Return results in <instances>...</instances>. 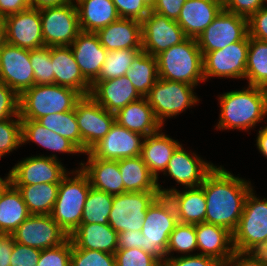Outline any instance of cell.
I'll return each instance as SVG.
<instances>
[{"label": "cell", "mask_w": 267, "mask_h": 266, "mask_svg": "<svg viewBox=\"0 0 267 266\" xmlns=\"http://www.w3.org/2000/svg\"><path fill=\"white\" fill-rule=\"evenodd\" d=\"M200 187L206 198L205 223L218 225L234 232L243 213L251 182L234 176L224 167L216 166Z\"/></svg>", "instance_id": "obj_1"}, {"label": "cell", "mask_w": 267, "mask_h": 266, "mask_svg": "<svg viewBox=\"0 0 267 266\" xmlns=\"http://www.w3.org/2000/svg\"><path fill=\"white\" fill-rule=\"evenodd\" d=\"M246 88L218 96L221 113L216 124L217 130L236 129L246 132L266 118L267 89L250 85Z\"/></svg>", "instance_id": "obj_2"}, {"label": "cell", "mask_w": 267, "mask_h": 266, "mask_svg": "<svg viewBox=\"0 0 267 266\" xmlns=\"http://www.w3.org/2000/svg\"><path fill=\"white\" fill-rule=\"evenodd\" d=\"M158 77L163 80L183 82L198 86L205 82L203 55L197 39L187 38L156 56Z\"/></svg>", "instance_id": "obj_3"}, {"label": "cell", "mask_w": 267, "mask_h": 266, "mask_svg": "<svg viewBox=\"0 0 267 266\" xmlns=\"http://www.w3.org/2000/svg\"><path fill=\"white\" fill-rule=\"evenodd\" d=\"M82 95L57 84L33 85L19 96L21 120H37L43 116L75 109Z\"/></svg>", "instance_id": "obj_4"}, {"label": "cell", "mask_w": 267, "mask_h": 266, "mask_svg": "<svg viewBox=\"0 0 267 266\" xmlns=\"http://www.w3.org/2000/svg\"><path fill=\"white\" fill-rule=\"evenodd\" d=\"M71 174L74 176H69ZM90 188L89 178L80 167L68 172L59 183L58 196L50 216L68 236L81 224Z\"/></svg>", "instance_id": "obj_5"}, {"label": "cell", "mask_w": 267, "mask_h": 266, "mask_svg": "<svg viewBox=\"0 0 267 266\" xmlns=\"http://www.w3.org/2000/svg\"><path fill=\"white\" fill-rule=\"evenodd\" d=\"M176 210L167 195H159L147 208L142 234V250L161 263L166 259L169 236L178 224Z\"/></svg>", "instance_id": "obj_6"}, {"label": "cell", "mask_w": 267, "mask_h": 266, "mask_svg": "<svg viewBox=\"0 0 267 266\" xmlns=\"http://www.w3.org/2000/svg\"><path fill=\"white\" fill-rule=\"evenodd\" d=\"M195 88L187 83L158 78L146 98L162 126L165 119L176 117L199 103L200 99L193 92Z\"/></svg>", "instance_id": "obj_7"}, {"label": "cell", "mask_w": 267, "mask_h": 266, "mask_svg": "<svg viewBox=\"0 0 267 266\" xmlns=\"http://www.w3.org/2000/svg\"><path fill=\"white\" fill-rule=\"evenodd\" d=\"M44 46H70L81 32L74 1L40 10Z\"/></svg>", "instance_id": "obj_8"}, {"label": "cell", "mask_w": 267, "mask_h": 266, "mask_svg": "<svg viewBox=\"0 0 267 266\" xmlns=\"http://www.w3.org/2000/svg\"><path fill=\"white\" fill-rule=\"evenodd\" d=\"M159 195V192H125L114 195L108 224L117 233L141 231L147 208Z\"/></svg>", "instance_id": "obj_9"}, {"label": "cell", "mask_w": 267, "mask_h": 266, "mask_svg": "<svg viewBox=\"0 0 267 266\" xmlns=\"http://www.w3.org/2000/svg\"><path fill=\"white\" fill-rule=\"evenodd\" d=\"M232 234L234 249L239 252L267 240V198L257 197L253 188L246 197L243 213Z\"/></svg>", "instance_id": "obj_10"}, {"label": "cell", "mask_w": 267, "mask_h": 266, "mask_svg": "<svg viewBox=\"0 0 267 266\" xmlns=\"http://www.w3.org/2000/svg\"><path fill=\"white\" fill-rule=\"evenodd\" d=\"M248 48L249 35L221 50L202 52L204 80L210 77L245 79Z\"/></svg>", "instance_id": "obj_11"}, {"label": "cell", "mask_w": 267, "mask_h": 266, "mask_svg": "<svg viewBox=\"0 0 267 266\" xmlns=\"http://www.w3.org/2000/svg\"><path fill=\"white\" fill-rule=\"evenodd\" d=\"M75 117L81 134L83 153H87L106 136L115 123V114L99 105L90 95L82 96L76 103Z\"/></svg>", "instance_id": "obj_12"}, {"label": "cell", "mask_w": 267, "mask_h": 266, "mask_svg": "<svg viewBox=\"0 0 267 266\" xmlns=\"http://www.w3.org/2000/svg\"><path fill=\"white\" fill-rule=\"evenodd\" d=\"M248 35V19L224 9L197 38L201 52L221 50Z\"/></svg>", "instance_id": "obj_13"}, {"label": "cell", "mask_w": 267, "mask_h": 266, "mask_svg": "<svg viewBox=\"0 0 267 266\" xmlns=\"http://www.w3.org/2000/svg\"><path fill=\"white\" fill-rule=\"evenodd\" d=\"M57 156L36 155L18 161L10 170L11 184L13 186H26L31 184L60 183L68 174Z\"/></svg>", "instance_id": "obj_14"}, {"label": "cell", "mask_w": 267, "mask_h": 266, "mask_svg": "<svg viewBox=\"0 0 267 266\" xmlns=\"http://www.w3.org/2000/svg\"><path fill=\"white\" fill-rule=\"evenodd\" d=\"M141 23L142 50L155 57L188 38L176 20L153 11H150Z\"/></svg>", "instance_id": "obj_15"}, {"label": "cell", "mask_w": 267, "mask_h": 266, "mask_svg": "<svg viewBox=\"0 0 267 266\" xmlns=\"http://www.w3.org/2000/svg\"><path fill=\"white\" fill-rule=\"evenodd\" d=\"M0 82L19 96L34 85L30 50L5 43L0 50Z\"/></svg>", "instance_id": "obj_16"}, {"label": "cell", "mask_w": 267, "mask_h": 266, "mask_svg": "<svg viewBox=\"0 0 267 266\" xmlns=\"http://www.w3.org/2000/svg\"><path fill=\"white\" fill-rule=\"evenodd\" d=\"M12 235L15 242L40 250L61 245L69 238L50 215H30Z\"/></svg>", "instance_id": "obj_17"}, {"label": "cell", "mask_w": 267, "mask_h": 266, "mask_svg": "<svg viewBox=\"0 0 267 266\" xmlns=\"http://www.w3.org/2000/svg\"><path fill=\"white\" fill-rule=\"evenodd\" d=\"M144 136L130 131L116 122L109 133L92 146L87 153L102 160H120L141 154Z\"/></svg>", "instance_id": "obj_18"}, {"label": "cell", "mask_w": 267, "mask_h": 266, "mask_svg": "<svg viewBox=\"0 0 267 266\" xmlns=\"http://www.w3.org/2000/svg\"><path fill=\"white\" fill-rule=\"evenodd\" d=\"M6 42L29 50L44 47L40 10L29 8L4 18Z\"/></svg>", "instance_id": "obj_19"}, {"label": "cell", "mask_w": 267, "mask_h": 266, "mask_svg": "<svg viewBox=\"0 0 267 266\" xmlns=\"http://www.w3.org/2000/svg\"><path fill=\"white\" fill-rule=\"evenodd\" d=\"M216 167L211 162L203 160L196 153H189L180 144L173 152L163 175L170 176L185 188L199 187L205 177Z\"/></svg>", "instance_id": "obj_20"}, {"label": "cell", "mask_w": 267, "mask_h": 266, "mask_svg": "<svg viewBox=\"0 0 267 266\" xmlns=\"http://www.w3.org/2000/svg\"><path fill=\"white\" fill-rule=\"evenodd\" d=\"M89 95L99 105L114 114L127 104L142 98L126 76L93 81Z\"/></svg>", "instance_id": "obj_21"}, {"label": "cell", "mask_w": 267, "mask_h": 266, "mask_svg": "<svg viewBox=\"0 0 267 266\" xmlns=\"http://www.w3.org/2000/svg\"><path fill=\"white\" fill-rule=\"evenodd\" d=\"M157 187L160 195H167L172 201L179 223L195 225L205 222L206 198L200 186L180 191L173 187L166 189L157 181Z\"/></svg>", "instance_id": "obj_22"}, {"label": "cell", "mask_w": 267, "mask_h": 266, "mask_svg": "<svg viewBox=\"0 0 267 266\" xmlns=\"http://www.w3.org/2000/svg\"><path fill=\"white\" fill-rule=\"evenodd\" d=\"M70 48L83 76L92 83L99 76L108 51L100 44L96 33L83 31Z\"/></svg>", "instance_id": "obj_23"}, {"label": "cell", "mask_w": 267, "mask_h": 266, "mask_svg": "<svg viewBox=\"0 0 267 266\" xmlns=\"http://www.w3.org/2000/svg\"><path fill=\"white\" fill-rule=\"evenodd\" d=\"M54 84L76 90L82 96L91 92V83L83 76L70 46L51 47Z\"/></svg>", "instance_id": "obj_24"}, {"label": "cell", "mask_w": 267, "mask_h": 266, "mask_svg": "<svg viewBox=\"0 0 267 266\" xmlns=\"http://www.w3.org/2000/svg\"><path fill=\"white\" fill-rule=\"evenodd\" d=\"M222 9L221 0H186L177 23L188 38L197 39Z\"/></svg>", "instance_id": "obj_25"}, {"label": "cell", "mask_w": 267, "mask_h": 266, "mask_svg": "<svg viewBox=\"0 0 267 266\" xmlns=\"http://www.w3.org/2000/svg\"><path fill=\"white\" fill-rule=\"evenodd\" d=\"M100 44L108 51L142 49V23L136 19L119 18L96 32Z\"/></svg>", "instance_id": "obj_26"}, {"label": "cell", "mask_w": 267, "mask_h": 266, "mask_svg": "<svg viewBox=\"0 0 267 266\" xmlns=\"http://www.w3.org/2000/svg\"><path fill=\"white\" fill-rule=\"evenodd\" d=\"M195 231L197 251H201L198 254L215 258L225 266L235 251L232 232L205 222L195 224Z\"/></svg>", "instance_id": "obj_27"}, {"label": "cell", "mask_w": 267, "mask_h": 266, "mask_svg": "<svg viewBox=\"0 0 267 266\" xmlns=\"http://www.w3.org/2000/svg\"><path fill=\"white\" fill-rule=\"evenodd\" d=\"M87 162L81 161V170L88 176L91 187L108 194L124 193L122 175L118 167V160H102L86 154Z\"/></svg>", "instance_id": "obj_28"}, {"label": "cell", "mask_w": 267, "mask_h": 266, "mask_svg": "<svg viewBox=\"0 0 267 266\" xmlns=\"http://www.w3.org/2000/svg\"><path fill=\"white\" fill-rule=\"evenodd\" d=\"M115 122L144 137L158 132L163 126L155 117L146 97L127 104L115 113Z\"/></svg>", "instance_id": "obj_29"}, {"label": "cell", "mask_w": 267, "mask_h": 266, "mask_svg": "<svg viewBox=\"0 0 267 266\" xmlns=\"http://www.w3.org/2000/svg\"><path fill=\"white\" fill-rule=\"evenodd\" d=\"M78 249L98 250L114 254L118 249V233L109 224H80L69 236Z\"/></svg>", "instance_id": "obj_30"}, {"label": "cell", "mask_w": 267, "mask_h": 266, "mask_svg": "<svg viewBox=\"0 0 267 266\" xmlns=\"http://www.w3.org/2000/svg\"><path fill=\"white\" fill-rule=\"evenodd\" d=\"M179 145V141L165 135L162 129L144 137L140 156L157 181L159 172L164 173L173 152Z\"/></svg>", "instance_id": "obj_31"}, {"label": "cell", "mask_w": 267, "mask_h": 266, "mask_svg": "<svg viewBox=\"0 0 267 266\" xmlns=\"http://www.w3.org/2000/svg\"><path fill=\"white\" fill-rule=\"evenodd\" d=\"M80 29L96 33L120 18L112 0H74Z\"/></svg>", "instance_id": "obj_32"}, {"label": "cell", "mask_w": 267, "mask_h": 266, "mask_svg": "<svg viewBox=\"0 0 267 266\" xmlns=\"http://www.w3.org/2000/svg\"><path fill=\"white\" fill-rule=\"evenodd\" d=\"M22 144L35 142L47 150L60 153L77 154L83 152L69 139L52 132L36 120H21Z\"/></svg>", "instance_id": "obj_33"}, {"label": "cell", "mask_w": 267, "mask_h": 266, "mask_svg": "<svg viewBox=\"0 0 267 266\" xmlns=\"http://www.w3.org/2000/svg\"><path fill=\"white\" fill-rule=\"evenodd\" d=\"M125 192H159L156 178L141 156L118 160Z\"/></svg>", "instance_id": "obj_34"}, {"label": "cell", "mask_w": 267, "mask_h": 266, "mask_svg": "<svg viewBox=\"0 0 267 266\" xmlns=\"http://www.w3.org/2000/svg\"><path fill=\"white\" fill-rule=\"evenodd\" d=\"M29 216L20 192L10 184L0 195V233L13 234Z\"/></svg>", "instance_id": "obj_35"}, {"label": "cell", "mask_w": 267, "mask_h": 266, "mask_svg": "<svg viewBox=\"0 0 267 266\" xmlns=\"http://www.w3.org/2000/svg\"><path fill=\"white\" fill-rule=\"evenodd\" d=\"M20 192L30 215H50L58 196L59 183L14 186Z\"/></svg>", "instance_id": "obj_36"}, {"label": "cell", "mask_w": 267, "mask_h": 266, "mask_svg": "<svg viewBox=\"0 0 267 266\" xmlns=\"http://www.w3.org/2000/svg\"><path fill=\"white\" fill-rule=\"evenodd\" d=\"M125 76L137 92L146 97L159 78L157 58L141 50L133 59Z\"/></svg>", "instance_id": "obj_37"}, {"label": "cell", "mask_w": 267, "mask_h": 266, "mask_svg": "<svg viewBox=\"0 0 267 266\" xmlns=\"http://www.w3.org/2000/svg\"><path fill=\"white\" fill-rule=\"evenodd\" d=\"M245 79L250 86L267 89V42L249 37Z\"/></svg>", "instance_id": "obj_38"}, {"label": "cell", "mask_w": 267, "mask_h": 266, "mask_svg": "<svg viewBox=\"0 0 267 266\" xmlns=\"http://www.w3.org/2000/svg\"><path fill=\"white\" fill-rule=\"evenodd\" d=\"M114 195L90 188L87 195L81 224H108Z\"/></svg>", "instance_id": "obj_39"}, {"label": "cell", "mask_w": 267, "mask_h": 266, "mask_svg": "<svg viewBox=\"0 0 267 266\" xmlns=\"http://www.w3.org/2000/svg\"><path fill=\"white\" fill-rule=\"evenodd\" d=\"M36 121L48 130L69 139L82 151V139L75 117V109L46 115Z\"/></svg>", "instance_id": "obj_40"}, {"label": "cell", "mask_w": 267, "mask_h": 266, "mask_svg": "<svg viewBox=\"0 0 267 266\" xmlns=\"http://www.w3.org/2000/svg\"><path fill=\"white\" fill-rule=\"evenodd\" d=\"M141 50L121 49L107 52L106 60L102 65L99 76L94 81H105L125 76L131 67L133 59Z\"/></svg>", "instance_id": "obj_41"}, {"label": "cell", "mask_w": 267, "mask_h": 266, "mask_svg": "<svg viewBox=\"0 0 267 266\" xmlns=\"http://www.w3.org/2000/svg\"><path fill=\"white\" fill-rule=\"evenodd\" d=\"M197 236L194 224L178 223L169 236L166 258L173 257L172 252L191 255L197 250ZM172 254V255H171Z\"/></svg>", "instance_id": "obj_42"}, {"label": "cell", "mask_w": 267, "mask_h": 266, "mask_svg": "<svg viewBox=\"0 0 267 266\" xmlns=\"http://www.w3.org/2000/svg\"><path fill=\"white\" fill-rule=\"evenodd\" d=\"M30 62L34 73V85L54 84L51 47L30 50Z\"/></svg>", "instance_id": "obj_43"}, {"label": "cell", "mask_w": 267, "mask_h": 266, "mask_svg": "<svg viewBox=\"0 0 267 266\" xmlns=\"http://www.w3.org/2000/svg\"><path fill=\"white\" fill-rule=\"evenodd\" d=\"M22 146L21 119L13 117L0 121V158Z\"/></svg>", "instance_id": "obj_44"}, {"label": "cell", "mask_w": 267, "mask_h": 266, "mask_svg": "<svg viewBox=\"0 0 267 266\" xmlns=\"http://www.w3.org/2000/svg\"><path fill=\"white\" fill-rule=\"evenodd\" d=\"M71 266H116L115 256L111 253L72 246Z\"/></svg>", "instance_id": "obj_45"}, {"label": "cell", "mask_w": 267, "mask_h": 266, "mask_svg": "<svg viewBox=\"0 0 267 266\" xmlns=\"http://www.w3.org/2000/svg\"><path fill=\"white\" fill-rule=\"evenodd\" d=\"M114 256L116 266H162L156 257L136 247L117 249Z\"/></svg>", "instance_id": "obj_46"}, {"label": "cell", "mask_w": 267, "mask_h": 266, "mask_svg": "<svg viewBox=\"0 0 267 266\" xmlns=\"http://www.w3.org/2000/svg\"><path fill=\"white\" fill-rule=\"evenodd\" d=\"M72 241L41 250L36 266H71Z\"/></svg>", "instance_id": "obj_47"}, {"label": "cell", "mask_w": 267, "mask_h": 266, "mask_svg": "<svg viewBox=\"0 0 267 266\" xmlns=\"http://www.w3.org/2000/svg\"><path fill=\"white\" fill-rule=\"evenodd\" d=\"M19 116V95L0 82V121Z\"/></svg>", "instance_id": "obj_48"}, {"label": "cell", "mask_w": 267, "mask_h": 266, "mask_svg": "<svg viewBox=\"0 0 267 266\" xmlns=\"http://www.w3.org/2000/svg\"><path fill=\"white\" fill-rule=\"evenodd\" d=\"M120 18L142 21L151 9L142 0H112Z\"/></svg>", "instance_id": "obj_49"}, {"label": "cell", "mask_w": 267, "mask_h": 266, "mask_svg": "<svg viewBox=\"0 0 267 266\" xmlns=\"http://www.w3.org/2000/svg\"><path fill=\"white\" fill-rule=\"evenodd\" d=\"M41 250L14 241L10 266H36Z\"/></svg>", "instance_id": "obj_50"}, {"label": "cell", "mask_w": 267, "mask_h": 266, "mask_svg": "<svg viewBox=\"0 0 267 266\" xmlns=\"http://www.w3.org/2000/svg\"><path fill=\"white\" fill-rule=\"evenodd\" d=\"M162 266H224L215 258L194 253L191 255H179L166 258Z\"/></svg>", "instance_id": "obj_51"}, {"label": "cell", "mask_w": 267, "mask_h": 266, "mask_svg": "<svg viewBox=\"0 0 267 266\" xmlns=\"http://www.w3.org/2000/svg\"><path fill=\"white\" fill-rule=\"evenodd\" d=\"M223 9L249 18L263 6V0H221Z\"/></svg>", "instance_id": "obj_52"}, {"label": "cell", "mask_w": 267, "mask_h": 266, "mask_svg": "<svg viewBox=\"0 0 267 266\" xmlns=\"http://www.w3.org/2000/svg\"><path fill=\"white\" fill-rule=\"evenodd\" d=\"M248 35L267 42V9L261 8L248 18Z\"/></svg>", "instance_id": "obj_53"}, {"label": "cell", "mask_w": 267, "mask_h": 266, "mask_svg": "<svg viewBox=\"0 0 267 266\" xmlns=\"http://www.w3.org/2000/svg\"><path fill=\"white\" fill-rule=\"evenodd\" d=\"M185 2L186 0H156L151 11L177 21Z\"/></svg>", "instance_id": "obj_54"}, {"label": "cell", "mask_w": 267, "mask_h": 266, "mask_svg": "<svg viewBox=\"0 0 267 266\" xmlns=\"http://www.w3.org/2000/svg\"><path fill=\"white\" fill-rule=\"evenodd\" d=\"M144 235L141 231H123L118 233V249H142Z\"/></svg>", "instance_id": "obj_55"}, {"label": "cell", "mask_w": 267, "mask_h": 266, "mask_svg": "<svg viewBox=\"0 0 267 266\" xmlns=\"http://www.w3.org/2000/svg\"><path fill=\"white\" fill-rule=\"evenodd\" d=\"M30 8V0H0V16L6 17Z\"/></svg>", "instance_id": "obj_56"}, {"label": "cell", "mask_w": 267, "mask_h": 266, "mask_svg": "<svg viewBox=\"0 0 267 266\" xmlns=\"http://www.w3.org/2000/svg\"><path fill=\"white\" fill-rule=\"evenodd\" d=\"M14 238L12 234L0 233V266H10Z\"/></svg>", "instance_id": "obj_57"}, {"label": "cell", "mask_w": 267, "mask_h": 266, "mask_svg": "<svg viewBox=\"0 0 267 266\" xmlns=\"http://www.w3.org/2000/svg\"><path fill=\"white\" fill-rule=\"evenodd\" d=\"M245 253L263 266H267V240L254 243Z\"/></svg>", "instance_id": "obj_58"}, {"label": "cell", "mask_w": 267, "mask_h": 266, "mask_svg": "<svg viewBox=\"0 0 267 266\" xmlns=\"http://www.w3.org/2000/svg\"><path fill=\"white\" fill-rule=\"evenodd\" d=\"M225 266H263L245 252L234 251Z\"/></svg>", "instance_id": "obj_59"}, {"label": "cell", "mask_w": 267, "mask_h": 266, "mask_svg": "<svg viewBox=\"0 0 267 266\" xmlns=\"http://www.w3.org/2000/svg\"><path fill=\"white\" fill-rule=\"evenodd\" d=\"M74 0H30V8L41 10L48 7H57Z\"/></svg>", "instance_id": "obj_60"}, {"label": "cell", "mask_w": 267, "mask_h": 266, "mask_svg": "<svg viewBox=\"0 0 267 266\" xmlns=\"http://www.w3.org/2000/svg\"><path fill=\"white\" fill-rule=\"evenodd\" d=\"M256 138L257 149L260 154L267 158V125L260 127Z\"/></svg>", "instance_id": "obj_61"}, {"label": "cell", "mask_w": 267, "mask_h": 266, "mask_svg": "<svg viewBox=\"0 0 267 266\" xmlns=\"http://www.w3.org/2000/svg\"><path fill=\"white\" fill-rule=\"evenodd\" d=\"M6 43L5 22L4 17L0 16V50Z\"/></svg>", "instance_id": "obj_62"}, {"label": "cell", "mask_w": 267, "mask_h": 266, "mask_svg": "<svg viewBox=\"0 0 267 266\" xmlns=\"http://www.w3.org/2000/svg\"><path fill=\"white\" fill-rule=\"evenodd\" d=\"M11 184V174L10 171L7 174V177L1 178L0 177V195L7 189V187Z\"/></svg>", "instance_id": "obj_63"}, {"label": "cell", "mask_w": 267, "mask_h": 266, "mask_svg": "<svg viewBox=\"0 0 267 266\" xmlns=\"http://www.w3.org/2000/svg\"><path fill=\"white\" fill-rule=\"evenodd\" d=\"M150 9L154 6L156 0H142Z\"/></svg>", "instance_id": "obj_64"}, {"label": "cell", "mask_w": 267, "mask_h": 266, "mask_svg": "<svg viewBox=\"0 0 267 266\" xmlns=\"http://www.w3.org/2000/svg\"><path fill=\"white\" fill-rule=\"evenodd\" d=\"M267 0H263V6H262V8H264V9H267Z\"/></svg>", "instance_id": "obj_65"}]
</instances>
